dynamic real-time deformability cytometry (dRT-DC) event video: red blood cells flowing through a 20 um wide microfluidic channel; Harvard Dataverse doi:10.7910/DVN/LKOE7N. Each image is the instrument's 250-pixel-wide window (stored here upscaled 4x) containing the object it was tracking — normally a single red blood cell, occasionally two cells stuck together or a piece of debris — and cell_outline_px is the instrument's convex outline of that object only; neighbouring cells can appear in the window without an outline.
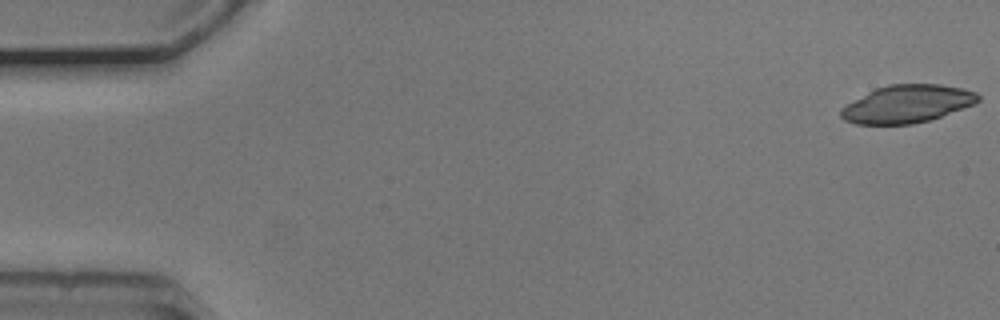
{"species": "common noctule bat (a hibernating species)", "species_latin": "Nyctalus noctula", "temperature_condition": "cold", "stored_images_in_passage": 47, "camera_frame_rate_fps": 3000, "um_per_image_px": 0.085, "animal": {"sex": "male", "body_mass_g": 20.5, "forearm_length_mm": 52.5}, "frame": {"image": 1, "passage_image": 1, "time_ms": 0.0, "image_size_px": [1000, 320], "cell_outline_px": [[980, 100], [976, 104], [928, 120], [912, 124], [856, 124], [844, 120], [840, 116], [840, 108], [868, 92], [876, 88], [888, 84], [940, 84], [964, 88], [976, 92], [980, 96]], "centroid_in_image_um": [77.12, 8.82], "position_along_channel_um": 7.9, "area_um2": 30.17}}